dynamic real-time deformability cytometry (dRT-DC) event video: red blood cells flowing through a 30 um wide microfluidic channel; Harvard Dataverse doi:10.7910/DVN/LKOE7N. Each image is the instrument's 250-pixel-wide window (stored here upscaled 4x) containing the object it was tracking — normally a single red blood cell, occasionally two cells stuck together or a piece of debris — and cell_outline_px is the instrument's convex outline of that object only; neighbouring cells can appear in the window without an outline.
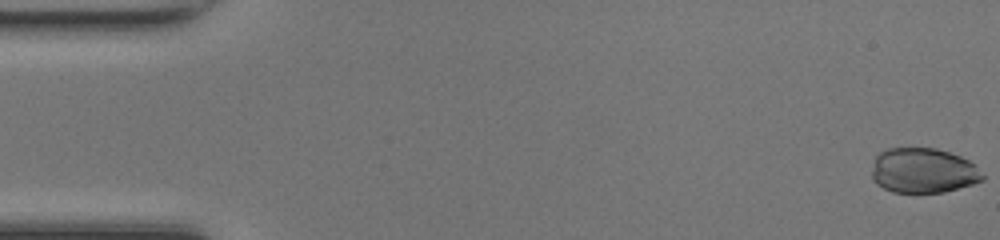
{"species": "common noctule bat (a hibernating species)", "species_latin": "Nyctalus noctula", "temperature_condition": "room temperature", "stored_images_in_passage": 9, "camera_frame_rate_fps": 3000, "um_per_image_px": 0.085, "animal": {"sex": "female", "body_mass_g": 17.0, "forearm_length_mm": 48.0}, "frame": {"image": 1, "passage_image": 1, "time_ms": 0.0, "image_size_px": [1000, 240], "cell_outline_px": [[984, 180], [972, 184], [944, 192], [892, 192], [876, 184], [872, 180], [872, 172], [876, 156], [880, 152], [888, 148], [936, 148], [960, 156], [968, 160], [984, 176]], "centroid_in_image_um": [78.45, 14.5], "position_along_channel_um": 6.6, "area_um2": 28.84}}